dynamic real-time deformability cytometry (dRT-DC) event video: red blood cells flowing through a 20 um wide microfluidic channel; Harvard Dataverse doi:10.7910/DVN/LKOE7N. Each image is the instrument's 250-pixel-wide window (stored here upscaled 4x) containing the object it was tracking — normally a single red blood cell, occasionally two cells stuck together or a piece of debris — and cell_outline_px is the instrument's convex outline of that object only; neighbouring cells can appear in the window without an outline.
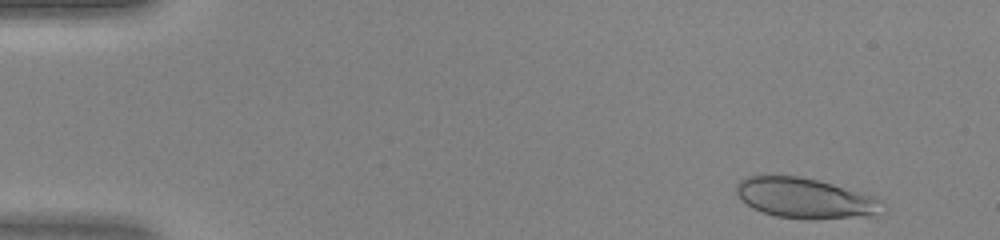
{"species": "human", "species_latin": "Homo sapiens", "temperature_condition": "warm", "stored_images_in_passage": 45, "camera_frame_rate_fps": 3000, "um_per_image_px": 0.085, "donor": {"sex": "female"}, "frame": {"image": 1, "passage_image": 3, "time_ms": 0.667, "image_size_px": [1000, 240], "cell_outline_px": [[884, 200], [876, 212], [872, 216], [776, 216], [752, 208], [736, 192], [736, 184], [744, 176], [800, 176], [820, 180], [876, 196]], "centroid_in_image_um": [68.4, 16.77], "position_along_channel_um": 16.6, "area_um2": 32.95}}
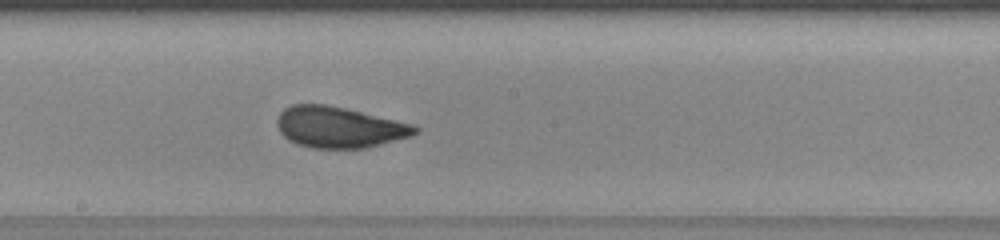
{"frame": {"image": 2, "passage_image": 25, "time_ms": 8.0, "image_size_px": [1000, 240], "cell_outline_px": [[420, 128], [412, 136], [364, 148], [312, 148], [296, 144], [288, 140], [280, 132], [276, 124], [276, 120], [280, 112], [284, 108], [292, 104], [328, 104], [396, 120], [412, 124]], "centroid_in_image_um": [28.79, 10.81], "position_along_channel_um": 219.4, "area_um2": 33.0}}
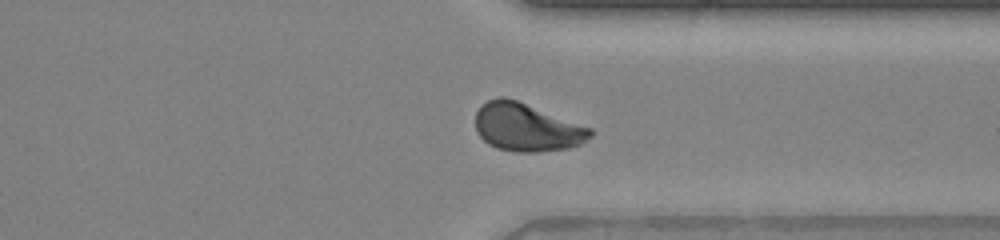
{"frame": {"image": 3, "passage_image": 35, "time_ms": 11.333, "image_size_px": [1000, 240], "cell_outline_px": [[592, 136], [580, 144], [568, 148], [536, 152], [516, 152], [496, 148], [488, 144], [476, 132], [476, 112], [480, 104], [488, 100], [500, 96], [504, 96], [516, 100], [592, 128]], "centroid_in_image_um": [44.74, 10.82], "position_along_channel_um": 366.7, "area_um2": 32.14}}